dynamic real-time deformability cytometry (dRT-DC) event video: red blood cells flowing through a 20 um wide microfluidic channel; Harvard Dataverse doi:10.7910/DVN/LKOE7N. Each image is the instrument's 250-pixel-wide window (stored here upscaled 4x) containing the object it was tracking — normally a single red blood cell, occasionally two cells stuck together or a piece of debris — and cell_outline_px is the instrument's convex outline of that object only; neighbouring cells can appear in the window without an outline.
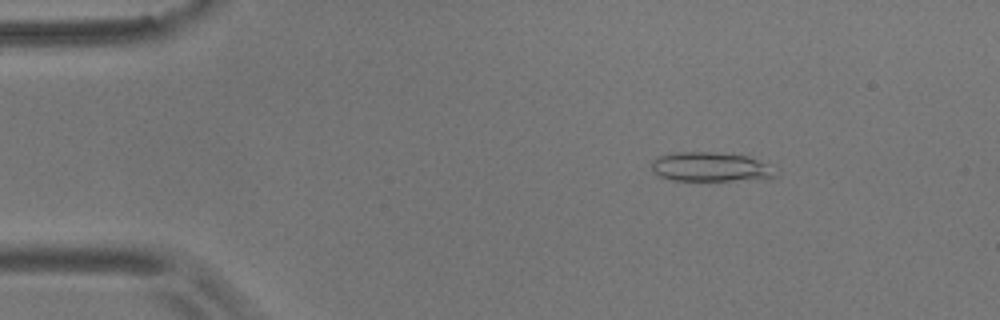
{"species": "common noctule bat (a hibernating species)", "species_latin": "Nyctalus noctula", "temperature_condition": "room temperature", "stored_images_in_passage": 18, "camera_frame_rate_fps": 3000, "um_per_image_px": 0.085, "animal": {"sex": "male", "body_mass_g": 17.9}, "frame": {"image": 1, "passage_image": 8, "time_ms": 2.333, "image_size_px": [1000, 320], "cell_outline_px": [[780, 172], [772, 180], [672, 180], [656, 176], [652, 168], [652, 160], [656, 156], [672, 152], [712, 152], [748, 156], [780, 168]], "centroid_in_image_um": [60.5, 14.2], "position_along_channel_um": 24.5, "area_um2": 21.96}}